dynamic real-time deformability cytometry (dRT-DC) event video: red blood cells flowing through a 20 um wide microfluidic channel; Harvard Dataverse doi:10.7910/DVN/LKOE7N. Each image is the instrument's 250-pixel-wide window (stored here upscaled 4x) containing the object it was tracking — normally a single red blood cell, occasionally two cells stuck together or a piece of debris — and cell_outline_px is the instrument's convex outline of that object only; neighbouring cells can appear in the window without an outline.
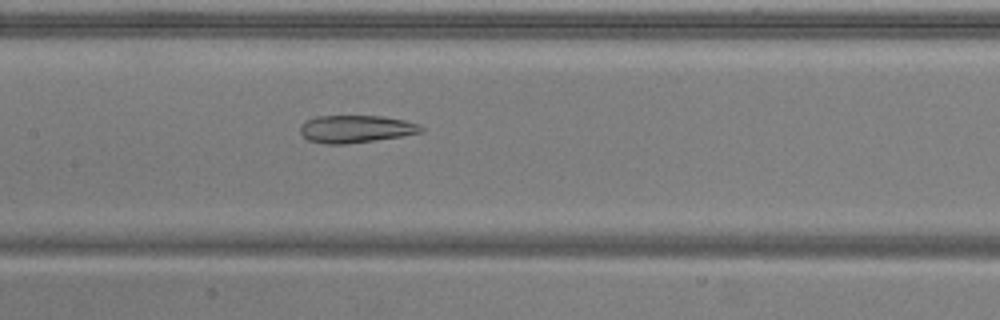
{"species": "common noctule bat (a hibernating species)", "species_latin": "Nyctalus noctula", "temperature_condition": "warm", "stored_images_in_passage": 53, "camera_frame_rate_fps": 3000, "um_per_image_px": 0.085, "animal": {"sex": "male", "body_mass_g": 20.5, "forearm_length_mm": 52.5}, "frame": {"image": 1, "passage_image": 25, "time_ms": 8.0, "image_size_px": [1000, 320], "cell_outline_px": [[424, 132], [400, 136], [344, 144], [324, 144], [308, 140], [300, 132], [300, 124], [316, 116], [384, 116], [404, 120], [420, 124], [424, 128]], "centroid_in_image_um": [30.25, 10.95], "position_along_channel_um": 177.1, "area_um2": 19.31}}
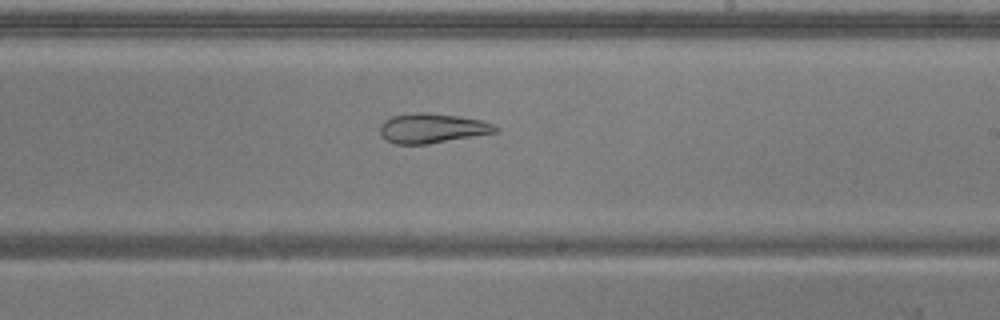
{"frame": {"image": 2, "passage_image": 31, "time_ms": 10.0, "image_size_px": [1000, 320], "cell_outline_px": [[500, 128], [496, 132], [428, 144], [396, 144], [380, 136], [380, 124], [384, 120], [392, 116], [416, 112], [428, 112], [460, 116], [480, 120], [492, 124]], "centroid_in_image_um": [36.7, 10.89], "position_along_channel_um": 252.3, "area_um2": 19.94}}
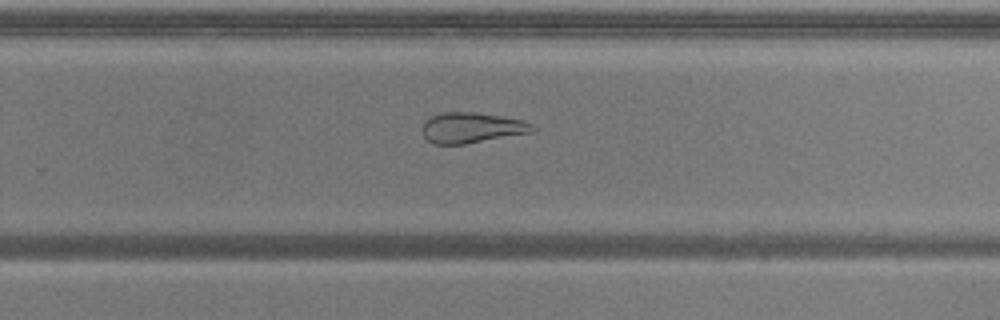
{"frame": {"image": 3, "passage_image": 34, "time_ms": 11.0, "image_size_px": [1000, 320], "cell_outline_px": [[536, 128], [532, 132], [464, 144], [432, 144], [420, 132], [420, 128], [424, 120], [432, 116], [444, 112], [476, 112], [524, 120], [532, 124]], "centroid_in_image_um": [40.04, 10.85], "position_along_channel_um": 289.8, "area_um2": 19.71}, "authors_computed_cell_mechanics": {"area_um2": 26.4724, "velocity_mm_per_s": 3.7698, "shape_relaxation_time_tau1_ms": null, "shape_relaxation_time_tau2_ms": 3.6866, "deformation_change_tau1": null, "deformation_change_tau2": 0.1259}}